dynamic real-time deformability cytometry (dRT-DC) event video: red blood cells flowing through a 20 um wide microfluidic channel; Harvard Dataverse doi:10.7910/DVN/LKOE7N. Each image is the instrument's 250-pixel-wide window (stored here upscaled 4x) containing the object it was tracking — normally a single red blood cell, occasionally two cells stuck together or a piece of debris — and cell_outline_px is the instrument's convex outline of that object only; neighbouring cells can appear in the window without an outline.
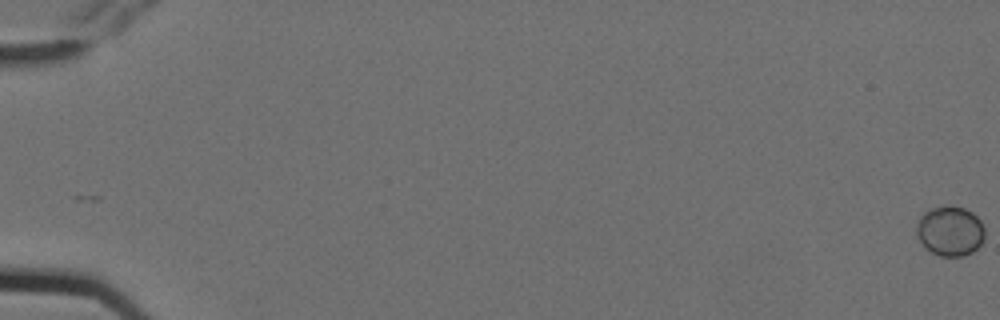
{"species": "Egyptian fruit bat (a non-hibernating species)", "species_latin": "Rousettus aegyptiacus", "temperature_condition": "cold", "stored_images_in_passage": 6, "camera_frame_rate_fps": 3000, "um_per_image_px": 0.085, "animal": {"sex": "female"}, "frame": {"image": 1, "passage_image": 1, "time_ms": 0.0, "image_size_px": [1000, 320], "cell_outline_px": [[984, 240], [972, 252], [964, 256], [940, 256], [924, 248], [916, 236], [916, 224], [920, 216], [924, 212], [932, 208], [944, 204], [948, 204], [964, 208], [972, 212], [980, 220], [984, 228]], "centroid_in_image_um": [80.73, 19.62], "position_along_channel_um": 4.3, "area_um2": 20.17}}
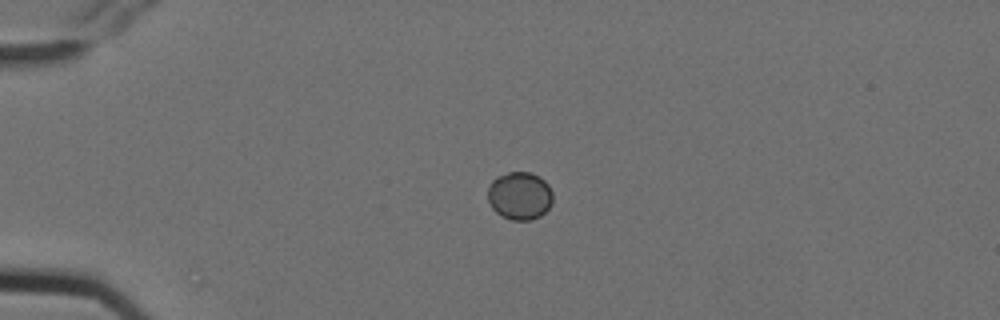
{"frame": {"image": 2, "passage_image": 5, "time_ms": 1.333, "image_size_px": [1000, 320], "cell_outline_px": [[552, 204], [540, 216], [532, 220], [512, 220], [500, 216], [492, 208], [488, 200], [488, 188], [492, 180], [496, 176], [508, 172], [528, 172], [540, 176], [548, 184], [552, 192]], "centroid_in_image_um": [44.17, 16.64], "position_along_channel_um": 40.8, "area_um2": 18.32}}